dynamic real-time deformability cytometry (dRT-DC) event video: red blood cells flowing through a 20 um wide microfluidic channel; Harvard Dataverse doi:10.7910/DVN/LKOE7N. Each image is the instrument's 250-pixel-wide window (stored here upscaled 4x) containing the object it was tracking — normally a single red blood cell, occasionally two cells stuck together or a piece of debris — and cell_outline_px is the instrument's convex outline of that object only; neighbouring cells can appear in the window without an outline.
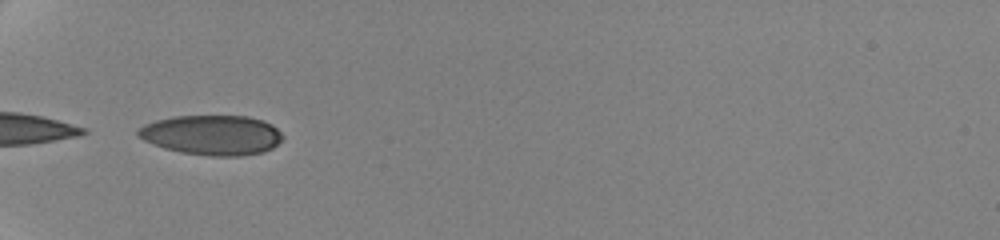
{"species": "human", "species_latin": "Homo sapiens", "temperature_condition": "cold", "stored_images_in_passage": 2, "camera_frame_rate_fps": 3000, "um_per_image_px": 0.085, "donor": {"sex": "female"}, "frame": {"image": 1, "passage_image": 1, "time_ms": 0.0, "image_size_px": [1000, 240], "cell_outline_px": [[284, 136], [272, 148], [264, 152], [240, 156], [208, 156], [180, 152], [164, 148], [144, 140], [136, 136], [136, 132], [144, 124], [156, 120], [176, 116], [248, 116], [264, 120], [272, 124]], "centroid_in_image_um": [18.02, 11.48], "position_along_channel_um": 67.0, "area_um2": 33.7}}